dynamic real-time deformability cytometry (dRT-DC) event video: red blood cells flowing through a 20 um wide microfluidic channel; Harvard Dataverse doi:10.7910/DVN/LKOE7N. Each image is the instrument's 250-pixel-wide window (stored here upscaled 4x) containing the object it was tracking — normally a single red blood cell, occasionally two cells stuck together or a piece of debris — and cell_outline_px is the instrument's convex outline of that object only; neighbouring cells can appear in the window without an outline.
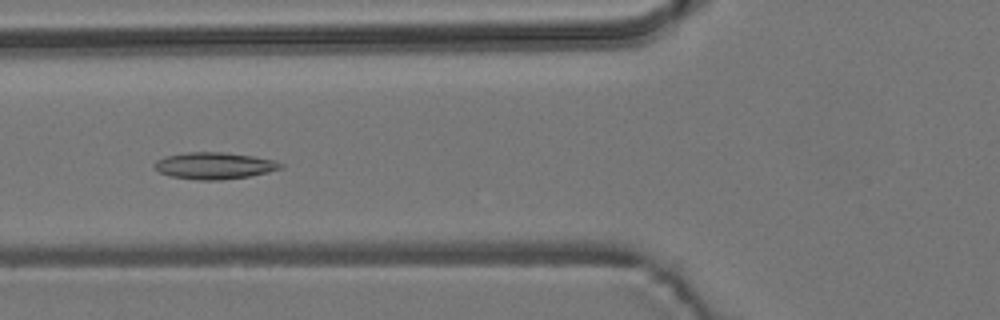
{"species": "common noctule bat (a hibernating species)", "species_latin": "Nyctalus noctula", "temperature_condition": "room temperature", "stored_images_in_passage": 9, "camera_frame_rate_fps": 3000, "um_per_image_px": 0.085, "animal": {"sex": "male", "body_mass_g": 19.2, "forearm_length_mm": 51.8}, "frame": {"image": 1, "passage_image": 6, "time_ms": 6.0, "image_size_px": [1000, 320], "cell_outline_px": [[284, 168], [268, 172], [248, 176], [220, 180], [196, 180], [172, 176], [160, 172], [152, 168], [152, 164], [156, 160], [164, 156], [188, 152], [224, 152], [252, 156], [276, 160], [284, 164]], "centroid_in_image_um": [18.21, 14.08], "position_along_channel_um": 107.6, "area_um2": 19.83}}
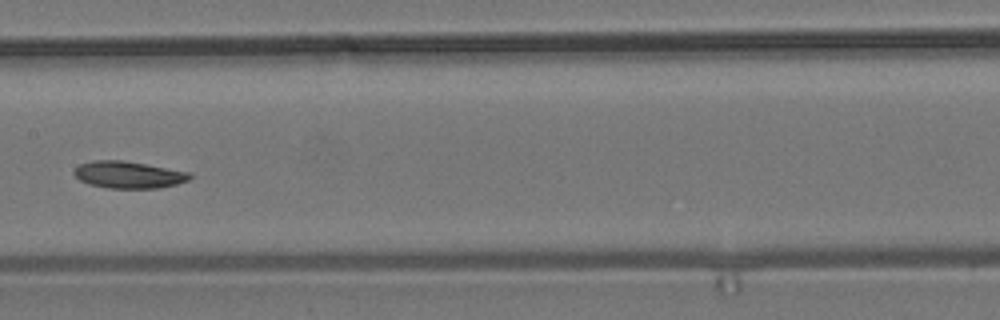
{"frame": {"image": 2, "passage_image": 8, "time_ms": 8.333, "image_size_px": [1000, 320], "cell_outline_px": [[192, 176], [188, 180], [176, 184], [160, 188], [108, 188], [88, 184], [80, 180], [72, 172], [80, 164], [92, 160], [124, 160], [192, 172]], "centroid_in_image_um": [10.94, 14.85], "position_along_channel_um": 196.5, "area_um2": 18.32}}
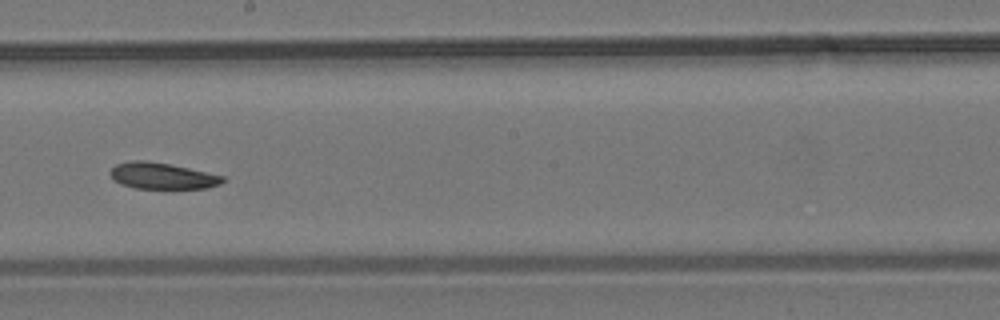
{"frame": {"image": 3, "passage_image": 9, "time_ms": 9.333, "image_size_px": [1000, 320], "cell_outline_px": [[224, 180], [220, 184], [208, 188], [136, 188], [120, 184], [112, 180], [108, 172], [116, 164], [132, 160], [144, 160], [168, 164], [188, 168], [224, 176]], "centroid_in_image_um": [13.73, 14.95], "position_along_channel_um": 234.5, "area_um2": 17.17}}